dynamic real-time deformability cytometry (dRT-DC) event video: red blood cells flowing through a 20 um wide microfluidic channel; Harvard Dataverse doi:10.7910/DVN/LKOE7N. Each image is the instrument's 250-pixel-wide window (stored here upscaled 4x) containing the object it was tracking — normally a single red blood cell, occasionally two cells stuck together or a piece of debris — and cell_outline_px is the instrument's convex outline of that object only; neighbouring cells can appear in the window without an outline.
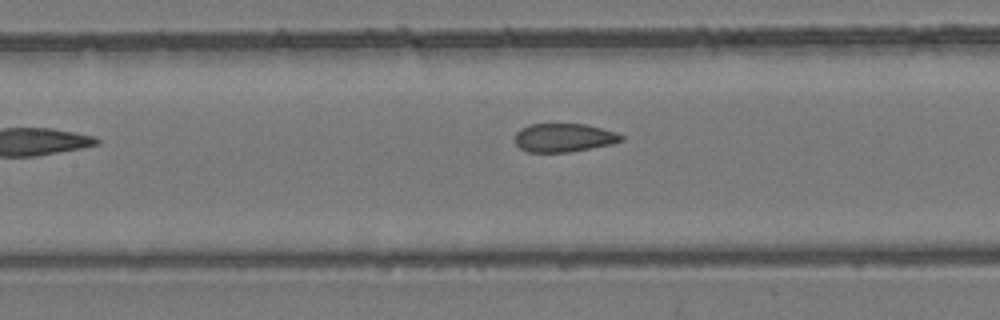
{"species": "common noctule bat (a hibernating species)", "species_latin": "Nyctalus noctula", "temperature_condition": "room temperature", "stored_images_in_passage": 8, "camera_frame_rate_fps": 3000, "um_per_image_px": 0.085, "animal": {"sex": "female", "body_mass_g": 24.6, "forearm_length_mm": 56.2}, "frame": {"image": 1, "passage_image": 8, "time_ms": 8.0, "image_size_px": [1000, 320], "cell_outline_px": [[624, 140], [612, 144], [568, 152], [528, 152], [520, 148], [516, 144], [516, 132], [520, 128], [528, 124], [584, 124], [616, 132], [624, 136]], "centroid_in_image_um": [47.92, 11.7], "position_along_channel_um": 159.5, "area_um2": 17.63}}